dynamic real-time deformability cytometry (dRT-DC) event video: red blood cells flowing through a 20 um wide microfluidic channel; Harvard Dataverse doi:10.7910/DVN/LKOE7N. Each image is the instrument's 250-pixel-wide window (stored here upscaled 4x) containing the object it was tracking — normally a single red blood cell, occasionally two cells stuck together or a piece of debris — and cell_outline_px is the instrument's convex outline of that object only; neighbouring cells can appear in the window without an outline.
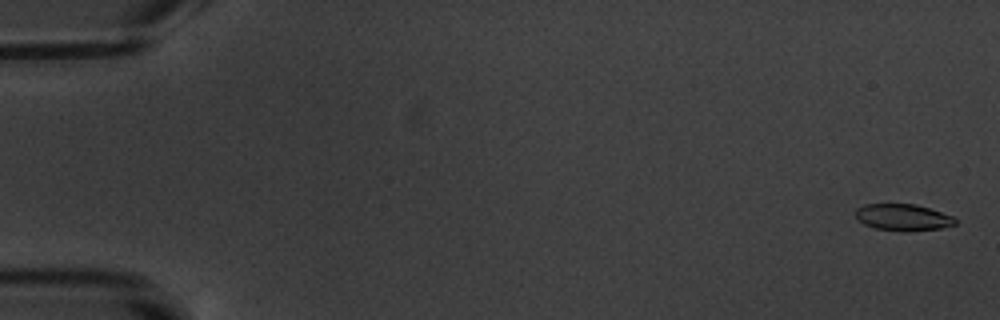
{"species": "common noctule bat (a hibernating species)", "species_latin": "Nyctalus noctula", "temperature_condition": "warm", "stored_images_in_passage": 6, "camera_frame_rate_fps": 3000, "um_per_image_px": 0.085, "animal": {"sex": "male", "body_mass_g": 20.1, "forearm_length_mm": 53.5}, "frame": {"image": 1, "passage_image": 1, "time_ms": 0.0, "image_size_px": [1000, 320], "cell_outline_px": [[956, 224], [940, 228], [904, 232], [900, 232], [876, 228], [864, 224], [856, 216], [856, 208], [864, 204], [916, 204], [952, 216], [956, 220]], "centroid_in_image_um": [76.74, 18.48], "position_along_channel_um": 8.3, "area_um2": 15.37}}
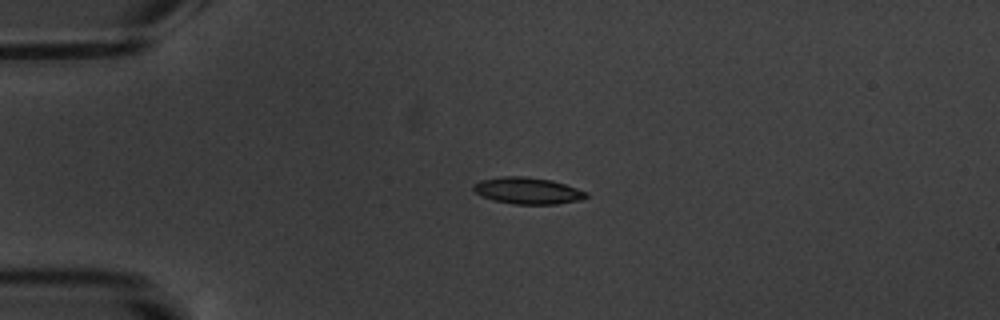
{"frame": {"image": 2, "passage_image": 5, "time_ms": 4.333, "image_size_px": [1000, 320], "cell_outline_px": [[588, 196], [580, 200], [556, 204], [512, 204], [492, 200], [480, 196], [472, 188], [472, 184], [480, 180], [504, 176], [524, 176], [552, 180], [588, 192]], "centroid_in_image_um": [44.82, 16.21], "position_along_channel_um": 40.2, "area_um2": 17.57}}